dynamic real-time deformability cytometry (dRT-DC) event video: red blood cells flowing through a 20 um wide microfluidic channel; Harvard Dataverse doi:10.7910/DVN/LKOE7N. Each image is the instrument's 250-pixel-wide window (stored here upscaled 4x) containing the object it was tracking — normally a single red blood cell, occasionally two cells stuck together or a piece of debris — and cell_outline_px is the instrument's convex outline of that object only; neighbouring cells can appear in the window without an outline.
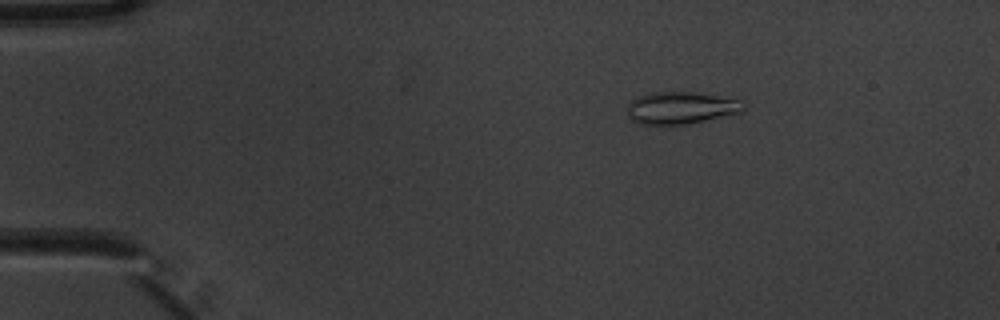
{"species": "common noctule bat (a hibernating species)", "species_latin": "Nyctalus noctula", "temperature_condition": "warm", "stored_images_in_passage": 4, "camera_frame_rate_fps": 3000, "um_per_image_px": 0.085, "animal": {"sex": "male", "body_mass_g": 20.1, "forearm_length_mm": 53.5}, "frame": {"image": 1, "passage_image": 3, "time_ms": 0.667, "image_size_px": [1000, 320], "cell_outline_px": [[744, 108], [740, 112], [688, 124], [668, 128], [640, 124], [632, 120], [628, 116], [628, 104], [636, 96], [652, 92], [696, 92], [744, 100]], "centroid_in_image_um": [57.83, 9.2], "position_along_channel_um": 27.2, "area_um2": 22.48}}